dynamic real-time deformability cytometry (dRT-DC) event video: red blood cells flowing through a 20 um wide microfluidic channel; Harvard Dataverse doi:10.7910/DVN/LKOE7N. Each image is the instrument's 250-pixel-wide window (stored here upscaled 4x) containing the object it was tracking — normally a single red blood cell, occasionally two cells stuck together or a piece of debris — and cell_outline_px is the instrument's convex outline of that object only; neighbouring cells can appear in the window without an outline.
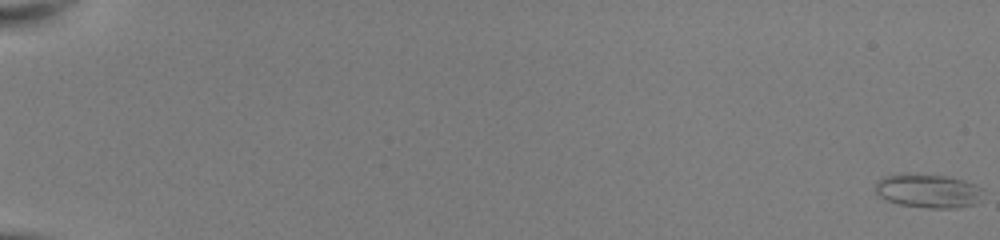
{"species": "common noctule bat (a hibernating species)", "species_latin": "Nyctalus noctula", "temperature_condition": "room temperature", "stored_images_in_passage": 53, "camera_frame_rate_fps": 3000, "um_per_image_px": 0.085, "animal": {"sex": "female", "body_mass_g": 22.0, "forearm_length_mm": 56.7}, "frame": {"image": 1, "passage_image": 1, "time_ms": 0.0, "image_size_px": [1000, 240], "cell_outline_px": [[980, 188], [976, 204], [960, 208], [928, 208], [900, 204], [888, 200], [880, 196], [876, 192], [876, 180], [884, 176], [944, 176], [964, 180], [976, 184]], "centroid_in_image_um": [78.9, 16.26], "position_along_channel_um": 6.1, "area_um2": 20.35}}
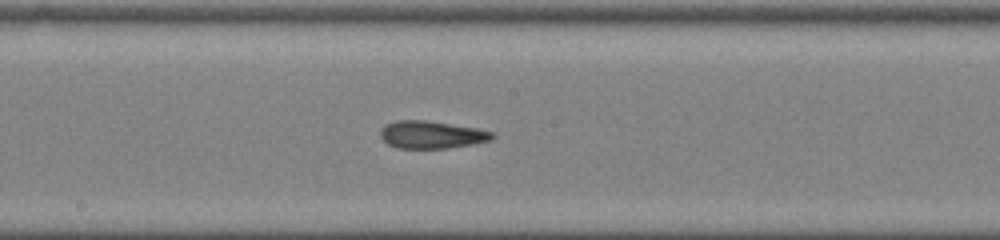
{"frame": {"image": 2, "passage_image": 32, "time_ms": 10.333, "image_size_px": [1000, 240], "cell_outline_px": [[496, 136], [492, 140], [472, 144], [448, 148], [396, 148], [388, 144], [380, 136], [380, 128], [384, 124], [396, 120], [424, 120], [476, 128], [492, 132]], "centroid_in_image_um": [36.65, 11.45], "position_along_channel_um": 211.6, "area_um2": 17.98}}
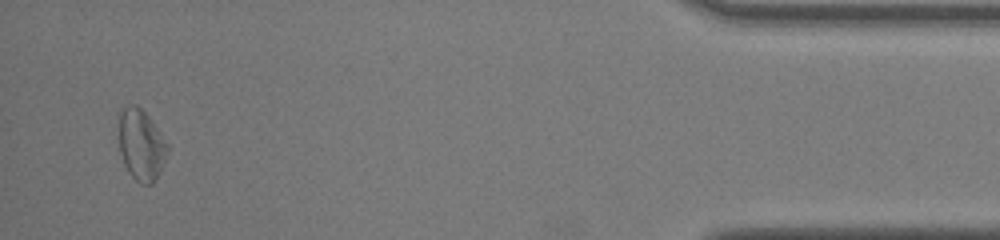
{"frame": {"image": 3, "passage_image": 52, "time_ms": 17.0, "image_size_px": [1000, 240], "cell_outline_px": [[168, 152], [152, 184], [140, 184], [128, 172], [124, 164], [120, 152], [120, 112], [124, 108], [132, 104], [136, 104], [148, 116], [168, 144]], "centroid_in_image_um": [11.99, 12.32], "position_along_channel_um": 423.2, "area_um2": 19.59}, "authors_computed_cell_mechanics": {"area_um2": 18.4382, "velocity_mm_per_s": 4.053, "shape_relaxation_time_tau1_ms": null, "shape_relaxation_time_tau2_ms": 2.0871, "deformation_change_tau1": null, "deformation_change_tau2": 0.1001}}